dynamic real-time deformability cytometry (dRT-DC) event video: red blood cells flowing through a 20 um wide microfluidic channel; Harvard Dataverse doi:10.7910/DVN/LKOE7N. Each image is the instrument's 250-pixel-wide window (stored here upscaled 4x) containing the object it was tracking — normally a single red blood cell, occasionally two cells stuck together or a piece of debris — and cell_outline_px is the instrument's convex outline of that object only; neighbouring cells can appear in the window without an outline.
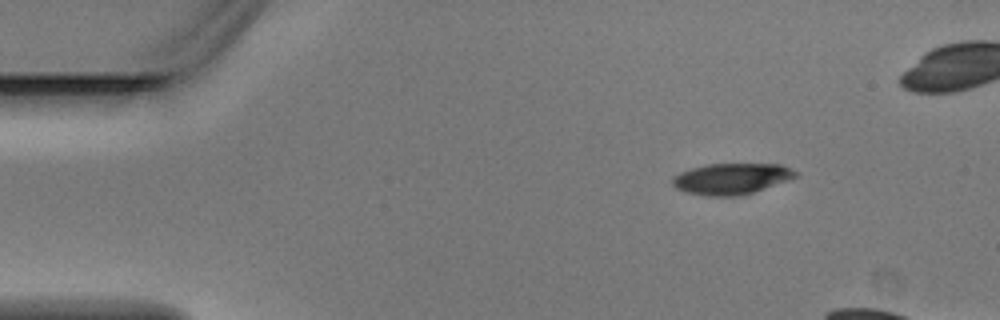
{"species": "Egyptian fruit bat (a non-hibernating species)", "species_latin": "Rousettus aegyptiacus", "temperature_condition": "warm", "stored_images_in_passage": 3, "camera_frame_rate_fps": 3000, "um_per_image_px": 0.085, "animal": {"sex": "male"}, "frame": {"image": 1, "passage_image": 1, "time_ms": 0.0, "image_size_px": [1000, 320], "cell_outline_px": [[800, 176], [740, 196], [704, 196], [684, 192], [676, 188], [672, 184], [672, 176], [680, 172], [692, 168], [708, 164], [780, 164], [792, 168], [800, 172]], "centroid_in_image_um": [62.18, 15.19], "position_along_channel_um": 22.8, "area_um2": 22.48}}